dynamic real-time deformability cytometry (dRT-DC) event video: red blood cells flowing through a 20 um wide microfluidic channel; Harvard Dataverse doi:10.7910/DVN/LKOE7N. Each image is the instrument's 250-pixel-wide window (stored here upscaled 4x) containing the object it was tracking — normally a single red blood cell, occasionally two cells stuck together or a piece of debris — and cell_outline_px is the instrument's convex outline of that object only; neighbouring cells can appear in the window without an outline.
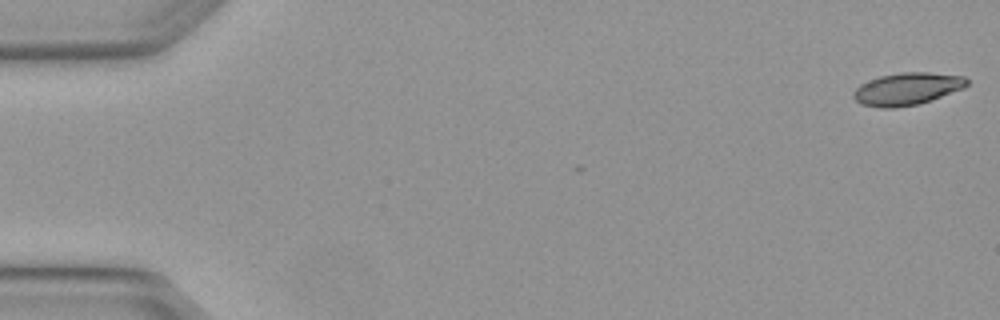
{"species": "Egyptian fruit bat (a non-hibernating species)", "species_latin": "Rousettus aegyptiacus", "temperature_condition": "warm", "stored_images_in_passage": 5, "camera_frame_rate_fps": 3000, "um_per_image_px": 0.085, "animal": {"sex": "female"}, "frame": {"image": 1, "passage_image": 1, "time_ms": 0.0, "image_size_px": [1000, 320], "cell_outline_px": [[968, 84], [964, 88], [920, 104], [892, 108], [880, 108], [860, 104], [852, 96], [852, 92], [860, 84], [880, 76], [900, 72], [928, 72], [964, 76], [968, 80]], "centroid_in_image_um": [77.09, 7.56], "position_along_channel_um": 7.9, "area_um2": 21.5}}
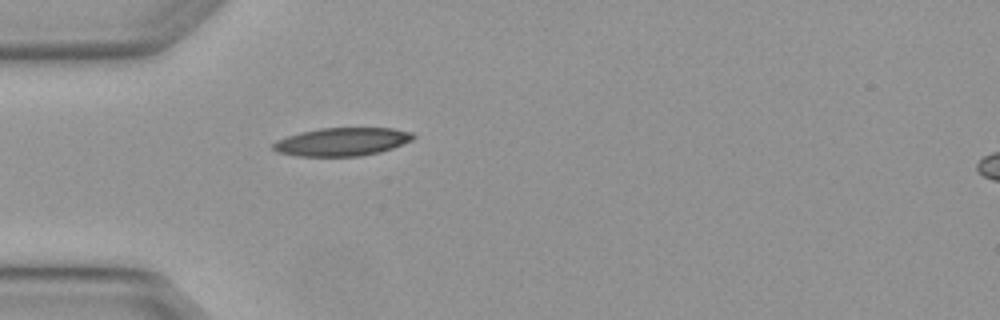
{"frame": {"image": 2, "passage_image": 5, "time_ms": 1.333, "image_size_px": [1000, 320], "cell_outline_px": [[416, 136], [412, 140], [392, 148], [380, 152], [360, 156], [296, 156], [276, 152], [272, 148], [272, 144], [276, 140], [300, 132], [320, 128], [392, 128], [412, 132]], "centroid_in_image_um": [29.06, 12.05], "position_along_channel_um": 55.9, "area_um2": 23.06}}